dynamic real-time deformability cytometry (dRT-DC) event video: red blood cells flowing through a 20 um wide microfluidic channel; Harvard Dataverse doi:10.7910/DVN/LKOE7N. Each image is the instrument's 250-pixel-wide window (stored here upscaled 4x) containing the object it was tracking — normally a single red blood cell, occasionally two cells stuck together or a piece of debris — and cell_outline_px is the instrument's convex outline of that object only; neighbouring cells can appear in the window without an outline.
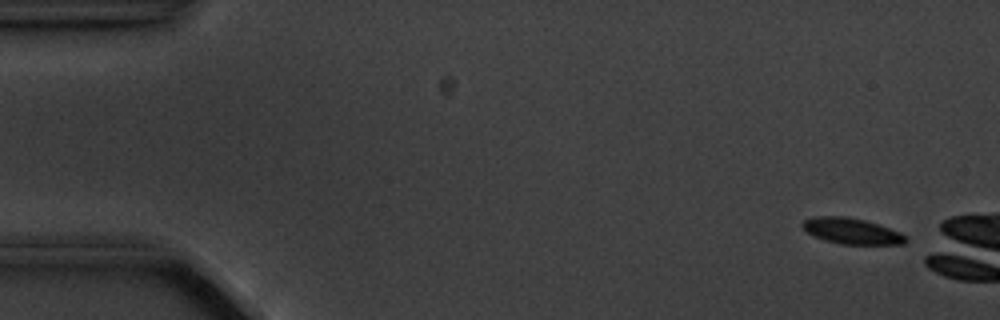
{"species": "common noctule bat (a hibernating species)", "species_latin": "Nyctalus noctula", "temperature_condition": "cold", "stored_images_in_passage": 4, "camera_frame_rate_fps": 3000, "um_per_image_px": 0.085, "animal": {"sex": "male", "body_mass_g": 20.1, "forearm_length_mm": 53.5}, "frame": {"image": 1, "passage_image": 1, "time_ms": 0.0, "image_size_px": [1000, 320], "cell_outline_px": [[908, 240], [904, 244], [840, 244], [824, 240], [808, 232], [800, 224], [804, 220], [816, 216], [848, 216], [864, 220], [900, 232], [908, 236]], "centroid_in_image_um": [72.41, 19.64], "position_along_channel_um": 12.6, "area_um2": 15.49}}